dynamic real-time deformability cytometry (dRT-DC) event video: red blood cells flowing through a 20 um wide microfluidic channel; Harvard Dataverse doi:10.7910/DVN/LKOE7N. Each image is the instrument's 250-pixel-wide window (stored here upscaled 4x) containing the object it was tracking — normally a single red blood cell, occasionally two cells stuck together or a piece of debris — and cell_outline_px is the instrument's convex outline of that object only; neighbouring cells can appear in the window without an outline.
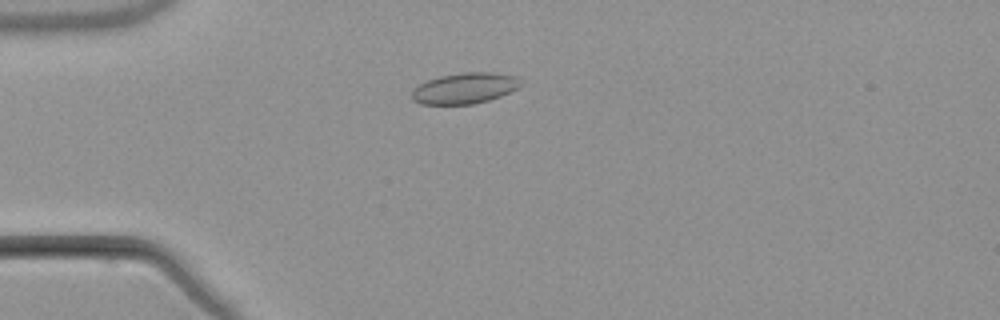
{"species": "common noctule bat (a hibernating species)", "species_latin": "Nyctalus noctula", "temperature_condition": "warm", "stored_images_in_passage": 4, "camera_frame_rate_fps": 3000, "um_per_image_px": 0.085, "animal": {"sex": "male", "body_mass_g": 21.5, "forearm_length_mm": 52.0}, "frame": {"image": 1, "passage_image": 3, "time_ms": 2.333, "image_size_px": [1000, 320], "cell_outline_px": [[524, 84], [520, 88], [500, 96], [488, 100], [472, 104], [420, 104], [412, 100], [412, 88], [428, 80], [440, 76], [464, 72], [496, 72], [516, 76], [524, 80]], "centroid_in_image_um": [39.56, 7.49], "position_along_channel_um": 45.4, "area_um2": 19.88}}